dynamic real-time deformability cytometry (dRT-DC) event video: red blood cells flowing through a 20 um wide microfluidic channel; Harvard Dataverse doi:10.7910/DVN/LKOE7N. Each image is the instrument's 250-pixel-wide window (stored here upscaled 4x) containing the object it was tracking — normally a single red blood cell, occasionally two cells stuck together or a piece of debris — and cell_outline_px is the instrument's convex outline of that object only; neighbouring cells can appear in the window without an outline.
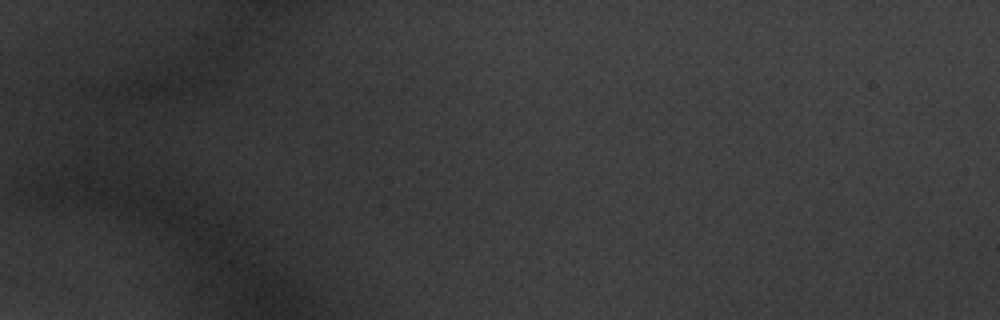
{"species": "common noctule bat (a hibernating species)", "species_latin": "Nyctalus noctula", "temperature_condition": "warm", "stored_images_in_passage": 10, "camera_frame_rate_fps": 3000, "um_per_image_px": 0.085, "animal": {"sex": "male", "body_mass_g": 20.1, "forearm_length_mm": 53.5}, "frame": {"image": 1, "passage_image": 1, "time_ms": 0.0, "image_size_px": [1000, 320], "cell_outline_px": [[124, 180], [116, 188], [84, 192], [56, 192], [20, 188], [16, 180], [40, 164], [72, 156], [112, 168]], "centroid_in_image_um": [5.98, 15.02], "position_along_channel_um": 79.0, "area_um2": 19.42}}